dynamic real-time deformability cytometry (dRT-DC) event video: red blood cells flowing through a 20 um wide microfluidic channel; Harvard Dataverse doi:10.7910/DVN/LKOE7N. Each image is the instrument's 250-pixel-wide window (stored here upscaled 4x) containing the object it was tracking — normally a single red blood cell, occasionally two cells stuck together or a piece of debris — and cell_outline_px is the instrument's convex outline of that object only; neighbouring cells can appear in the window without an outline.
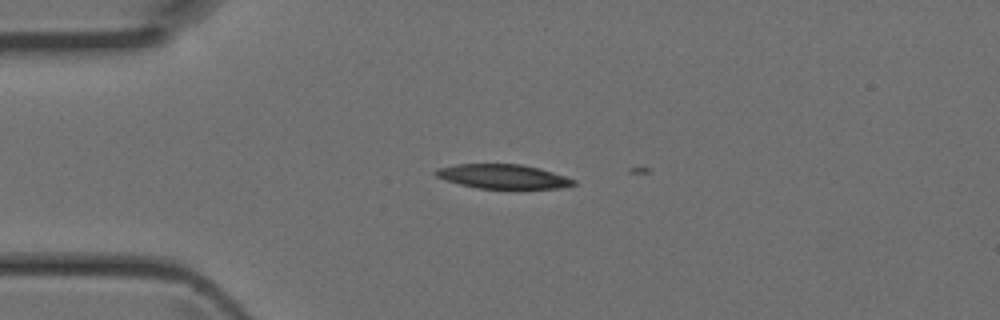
{"species": "Egyptian fruit bat (a non-hibernating species)", "species_latin": "Rousettus aegyptiacus", "temperature_condition": "room temperature", "stored_images_in_passage": 2, "camera_frame_rate_fps": 3000, "um_per_image_px": 0.085, "animal": {"sex": "female"}, "frame": {"image": 1, "passage_image": 1, "time_ms": 0.0, "image_size_px": [1000, 320], "cell_outline_px": [[576, 184], [564, 188], [476, 188], [444, 180], [436, 176], [432, 172], [436, 168], [456, 164], [520, 164], [540, 168], [576, 180]], "centroid_in_image_um": [42.71, 14.99], "position_along_channel_um": 42.3, "area_um2": 19.54}}